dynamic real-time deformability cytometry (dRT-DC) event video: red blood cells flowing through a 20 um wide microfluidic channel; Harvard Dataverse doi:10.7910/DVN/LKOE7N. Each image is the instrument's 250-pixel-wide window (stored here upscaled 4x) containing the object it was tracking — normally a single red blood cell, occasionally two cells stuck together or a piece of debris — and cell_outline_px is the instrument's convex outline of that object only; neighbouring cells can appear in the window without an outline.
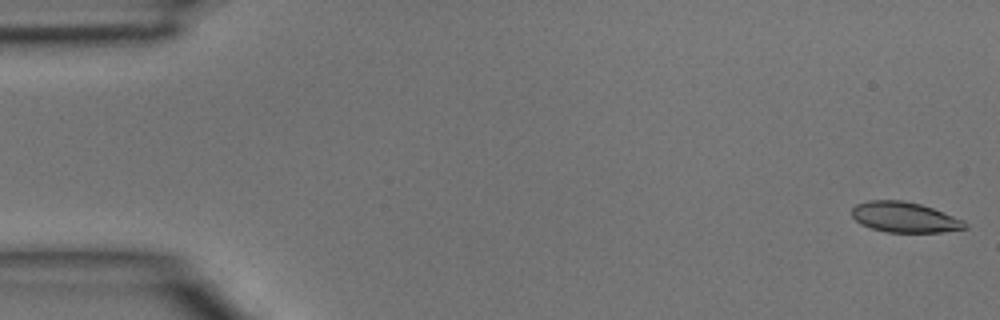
{"species": "common noctule bat (a hibernating species)", "species_latin": "Nyctalus noctula", "temperature_condition": "room temperature", "stored_images_in_passage": 46, "camera_frame_rate_fps": 3000, "um_per_image_px": 0.085, "animal": {"sex": "male", "body_mass_g": 15.6}, "frame": {"image": 1, "passage_image": 1, "time_ms": 0.0, "image_size_px": [1000, 320], "cell_outline_px": [[968, 228], [944, 232], [888, 232], [872, 228], [860, 224], [852, 216], [852, 208], [856, 204], [868, 200], [900, 200], [920, 204], [932, 208], [964, 220], [968, 224]], "centroid_in_image_um": [76.9, 18.46], "position_along_channel_um": 8.1, "area_um2": 20.0}}
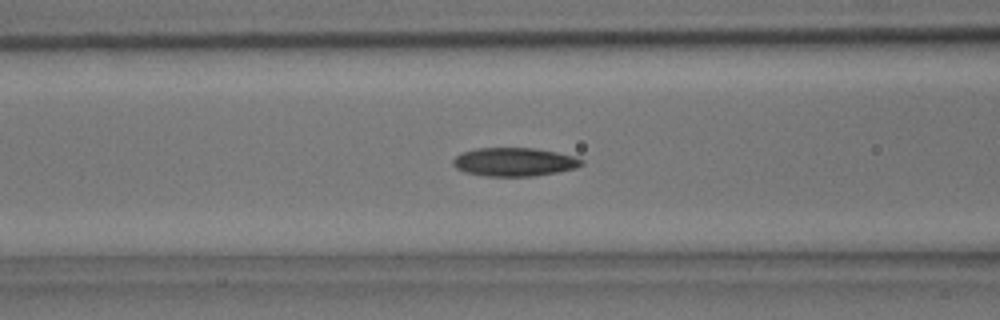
{"frame": {"image": 2, "passage_image": 18, "time_ms": 5.667, "image_size_px": [1000, 320], "cell_outline_px": [[584, 164], [576, 168], [560, 172], [536, 176], [484, 176], [464, 172], [456, 168], [452, 164], [452, 160], [460, 152], [476, 148], [532, 148], [556, 152], [576, 156], [584, 160]], "centroid_in_image_um": [43.72, 13.77], "position_along_channel_um": 122.9, "area_um2": 21.68}}
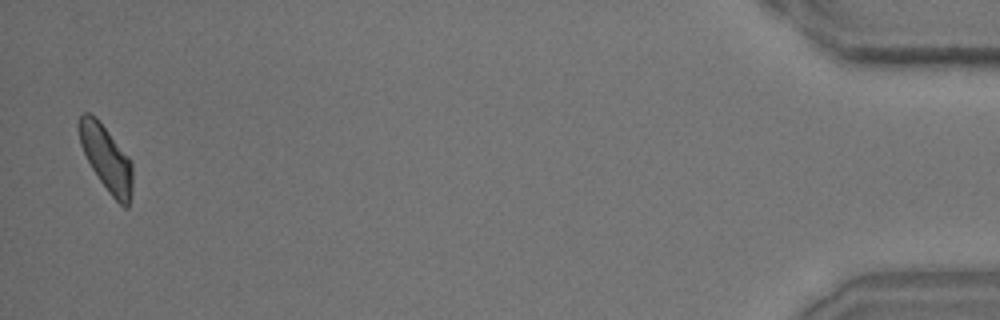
{"frame": {"image": 3, "passage_image": 45, "time_ms": 14.667, "image_size_px": [1000, 320], "cell_outline_px": [[132, 192], [128, 208], [124, 208], [108, 192], [92, 168], [80, 144], [76, 124], [80, 116], [84, 112], [88, 112], [96, 116], [132, 160]], "centroid_in_image_um": [9.04, 13.42], "position_along_channel_um": 426.2, "area_um2": 20.63}}